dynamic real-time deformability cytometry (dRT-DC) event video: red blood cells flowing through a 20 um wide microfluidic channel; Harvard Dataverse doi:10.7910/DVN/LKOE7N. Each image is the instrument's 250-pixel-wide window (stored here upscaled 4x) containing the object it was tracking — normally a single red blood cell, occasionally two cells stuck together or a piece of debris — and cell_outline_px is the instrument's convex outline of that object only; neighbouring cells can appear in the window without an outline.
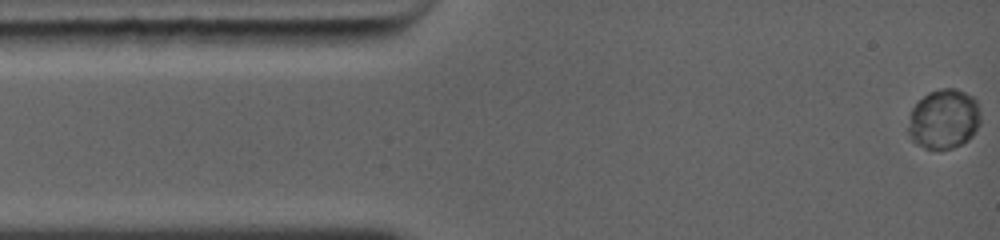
{"species": "common noctule bat (a hibernating species)", "species_latin": "Nyctalus noctula", "temperature_condition": "warm", "stored_images_in_passage": 36, "camera_frame_rate_fps": 5000, "um_per_image_px": 0.085, "animal": {"sex": "female", "body_mass_g": 19.0, "forearm_length_mm": 56.7}, "frame": {"image": 1, "passage_image": 1, "time_ms": 0.0, "image_size_px": [1000, 240], "cell_outline_px": [[980, 124], [972, 136], [968, 140], [952, 148], [924, 148], [916, 144], [908, 136], [908, 124], [912, 108], [924, 96], [932, 92], [948, 88], [952, 88], [968, 96], [976, 104], [980, 120]], "centroid_in_image_um": [80.18, 10.17], "position_along_channel_um": 4.8, "area_um2": 24.39}}
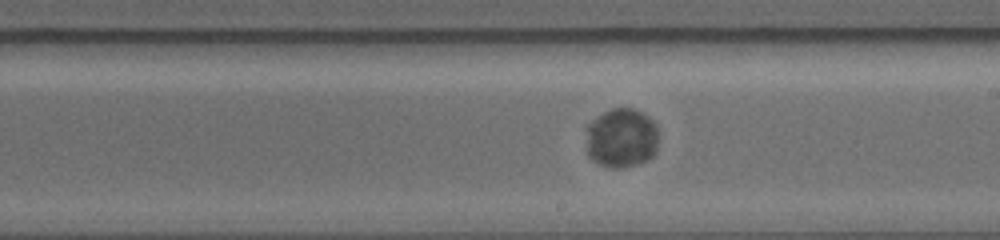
{"frame": {"image": 2, "passage_image": 16, "time_ms": 7.2, "image_size_px": [1000, 240], "cell_outline_px": [[656, 152], [648, 160], [640, 164], [624, 168], [608, 168], [596, 164], [588, 156], [588, 128], [604, 112], [612, 108], [632, 108], [640, 112], [656, 128]], "centroid_in_image_um": [52.82, 11.8], "position_along_channel_um": 236.2, "area_um2": 24.57}}
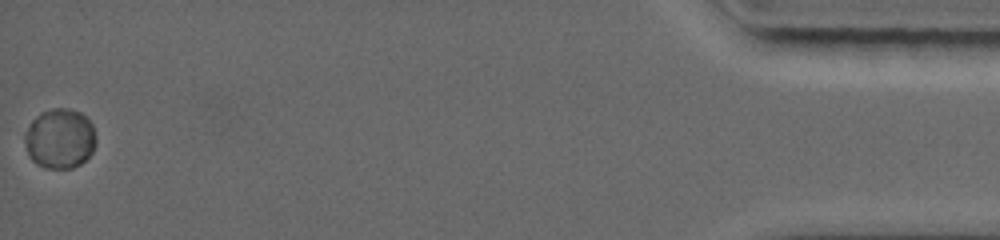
{"frame": {"image": 3, "passage_image": 36, "time_ms": 14.8, "image_size_px": [1000, 240], "cell_outline_px": [[96, 140], [92, 152], [80, 164], [72, 168], [48, 168], [36, 164], [28, 156], [24, 140], [24, 136], [32, 120], [44, 112], [56, 108], [64, 108], [80, 112], [92, 124]], "centroid_in_image_um": [5.08, 11.8], "position_along_channel_um": 430.1, "area_um2": 24.57}}